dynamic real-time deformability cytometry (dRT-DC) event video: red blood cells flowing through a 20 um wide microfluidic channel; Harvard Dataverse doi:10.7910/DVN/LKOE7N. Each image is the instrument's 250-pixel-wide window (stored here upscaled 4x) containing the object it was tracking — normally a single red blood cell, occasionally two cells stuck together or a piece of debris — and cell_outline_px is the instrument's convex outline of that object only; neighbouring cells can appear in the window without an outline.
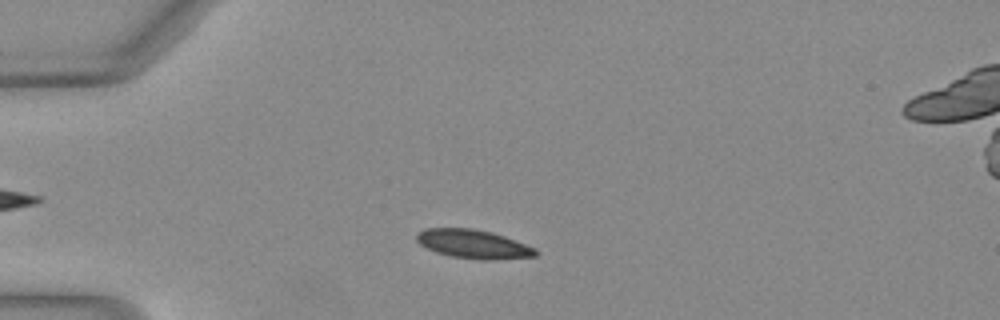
{"species": "Egyptian fruit bat (a non-hibernating species)", "species_latin": "Rousettus aegyptiacus", "temperature_condition": "warm", "stored_images_in_passage": 46, "camera_frame_rate_fps": 3000, "um_per_image_px": 0.085, "animal": {"sex": "female"}, "frame": {"image": 1, "passage_image": 9, "time_ms": 2.667, "image_size_px": [1000, 320], "cell_outline_px": [[536, 256], [492, 260], [484, 260], [452, 256], [436, 252], [420, 244], [416, 240], [416, 236], [420, 232], [428, 228], [472, 228], [492, 232], [504, 236], [536, 248]], "centroid_in_image_um": [40.24, 20.74], "position_along_channel_um": 44.8, "area_um2": 19.71}}
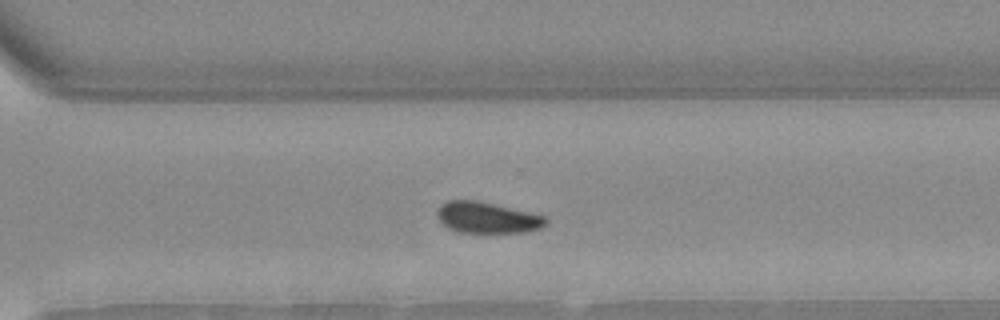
{"frame": {"image": 2, "passage_image": 32, "time_ms": 10.333, "image_size_px": [1000, 320], "cell_outline_px": [[548, 220], [540, 228], [524, 232], [456, 232], [448, 228], [436, 216], [436, 208], [440, 204], [448, 200], [476, 200], [528, 212], [544, 216]], "centroid_in_image_um": [41.33, 18.49], "position_along_channel_um": 329.3, "area_um2": 19.54}}
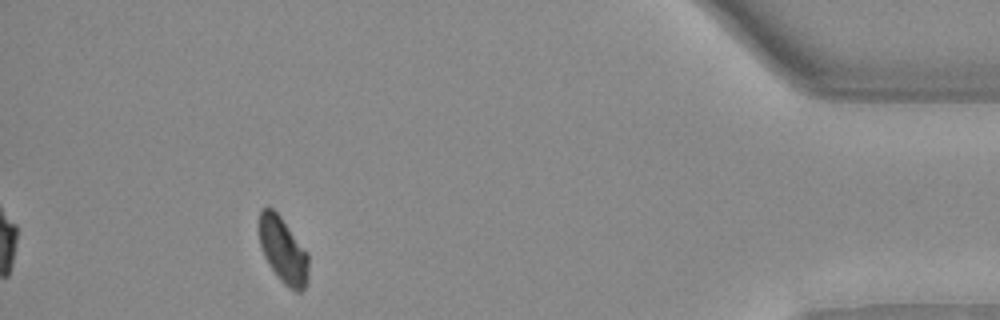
{"frame": {"image": 3, "passage_image": 42, "time_ms": 13.667, "image_size_px": [1000, 320], "cell_outline_px": [[308, 280], [304, 288], [300, 292], [296, 292], [288, 288], [280, 280], [268, 264], [264, 256], [260, 244], [256, 228], [256, 224], [260, 212], [264, 208], [272, 208], [280, 216], [308, 252]], "centroid_in_image_um": [24.03, 21.27], "position_along_channel_um": 411.2, "area_um2": 19.36}, "authors_computed_cell_mechanics": {"area_um2": 19.9988, "velocity_mm_per_s": 4.0607, "shape_relaxation_time_tau1_ms": 1.8737, "shape_relaxation_time_tau2_ms": 2.0202, "deformation_change_tau1": 0.1007, "deformation_change_tau2": 0.0657}}